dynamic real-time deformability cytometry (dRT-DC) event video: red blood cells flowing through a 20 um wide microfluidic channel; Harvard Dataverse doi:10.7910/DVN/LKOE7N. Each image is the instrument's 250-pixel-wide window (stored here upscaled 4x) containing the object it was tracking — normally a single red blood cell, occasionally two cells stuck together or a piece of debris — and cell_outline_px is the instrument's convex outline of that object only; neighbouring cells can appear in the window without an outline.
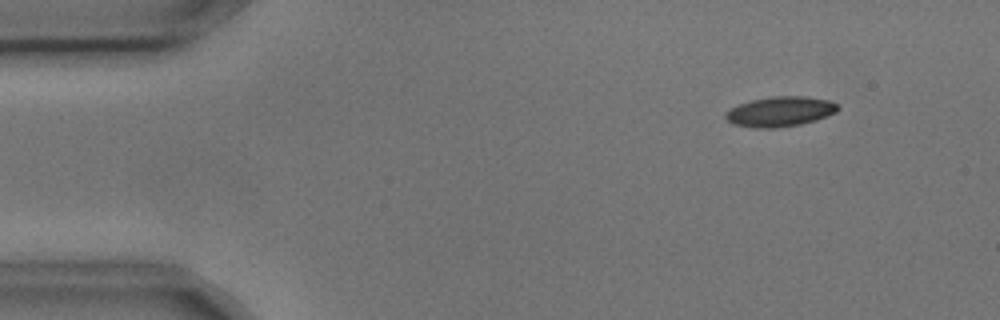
{"species": "common noctule bat (a hibernating species)", "species_latin": "Nyctalus noctula", "temperature_condition": "cold", "stored_images_in_passage": 7, "camera_frame_rate_fps": 3000, "um_per_image_px": 0.085, "animal": {"sex": "male", "body_mass_g": 17.9, "forearm_length_mm": 54.2}, "frame": {"image": 1, "passage_image": 2, "time_ms": 0.333, "image_size_px": [1000, 320], "cell_outline_px": [[840, 108], [836, 112], [816, 120], [800, 124], [772, 128], [752, 128], [732, 124], [724, 116], [724, 112], [740, 104], [752, 100], [772, 96], [804, 96], [828, 100], [840, 104]], "centroid_in_image_um": [66.31, 9.48], "position_along_channel_um": 18.7, "area_um2": 19.65}}
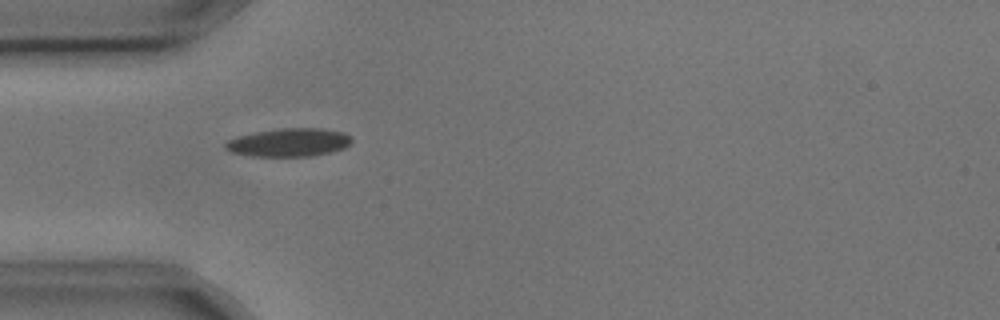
{"frame": {"image": 2, "passage_image": 5, "time_ms": 1.333, "image_size_px": [1000, 320], "cell_outline_px": [[352, 140], [344, 148], [332, 152], [312, 156], [252, 156], [232, 152], [224, 148], [224, 144], [228, 140], [236, 136], [256, 132], [280, 128], [320, 128], [344, 132], [352, 136]], "centroid_in_image_um": [24.57, 12.1], "position_along_channel_um": 60.4, "area_um2": 20.87}}
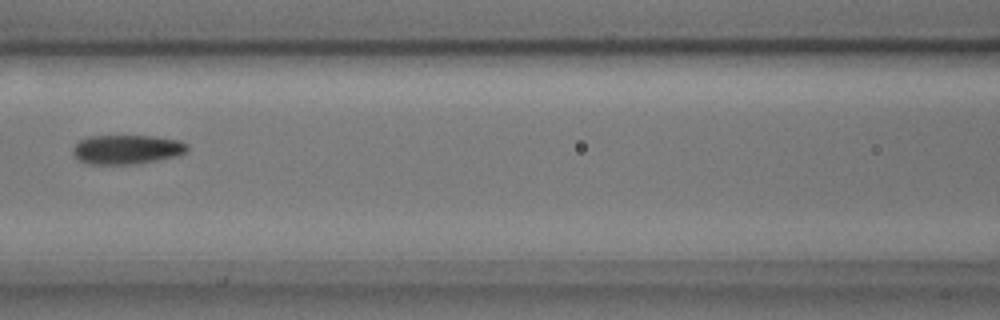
{"frame": {"image": 3, "passage_image": 7, "time_ms": 2.0, "image_size_px": [1000, 320], "cell_outline_px": [[188, 148], [184, 152], [176, 156], [156, 160], [128, 164], [88, 164], [80, 160], [72, 152], [72, 148], [80, 140], [88, 136], [156, 136], [180, 140], [188, 144]], "centroid_in_image_um": [10.78, 12.69], "position_along_channel_um": 155.8, "area_um2": 19.36}}